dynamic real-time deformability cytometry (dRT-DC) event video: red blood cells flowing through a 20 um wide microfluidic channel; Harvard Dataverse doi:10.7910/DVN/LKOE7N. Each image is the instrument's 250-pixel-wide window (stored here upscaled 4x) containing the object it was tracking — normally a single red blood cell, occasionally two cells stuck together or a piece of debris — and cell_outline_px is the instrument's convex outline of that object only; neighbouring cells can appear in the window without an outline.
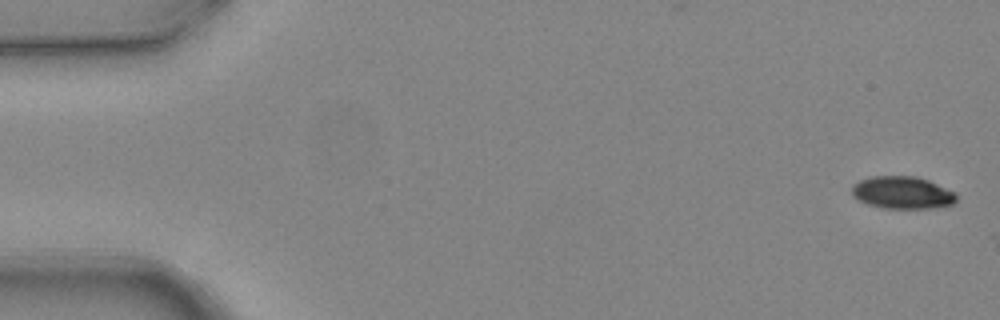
{"species": "common noctule bat (a hibernating species)", "species_latin": "Nyctalus noctula", "temperature_condition": "warm", "stored_images_in_passage": 4, "camera_frame_rate_fps": 3000, "um_per_image_px": 0.085, "animal": {"sex": "female", "body_mass_g": 24.6, "forearm_length_mm": 56.2}, "frame": {"image": 1, "passage_image": 1, "time_ms": 0.0, "image_size_px": [1000, 320], "cell_outline_px": [[956, 200], [952, 204], [932, 208], [884, 208], [868, 204], [852, 196], [852, 184], [860, 180], [872, 176], [916, 176], [928, 180], [956, 192]], "centroid_in_image_um": [76.69, 16.36], "position_along_channel_um": 8.3, "area_um2": 19.71}}